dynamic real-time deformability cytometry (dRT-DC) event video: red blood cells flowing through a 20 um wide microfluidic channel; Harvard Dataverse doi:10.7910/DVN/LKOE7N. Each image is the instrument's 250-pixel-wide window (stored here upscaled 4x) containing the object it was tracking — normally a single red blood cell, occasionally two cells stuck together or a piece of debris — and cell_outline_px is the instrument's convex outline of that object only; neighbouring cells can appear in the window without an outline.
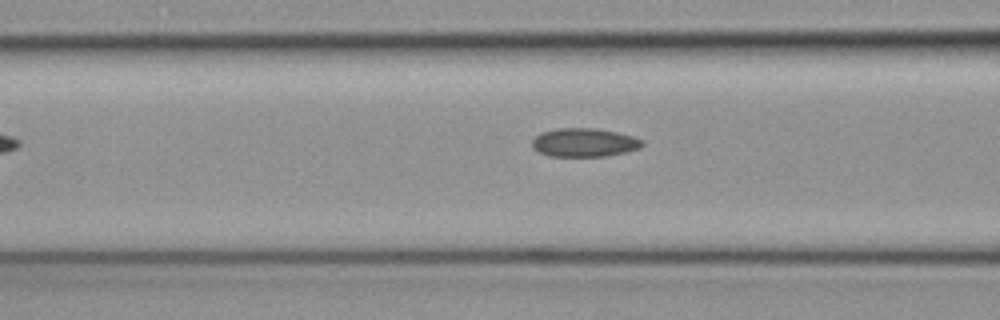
{"species": "common noctule bat (a hibernating species)", "species_latin": "Nyctalus noctula", "temperature_condition": "cold", "stored_images_in_passage": 4, "camera_frame_rate_fps": 3000, "um_per_image_px": 0.085, "animal": {"sex": "female", "body_mass_g": 19.3, "forearm_length_mm": 54.1}, "frame": {"image": 1, "passage_image": 4, "time_ms": 1.0, "image_size_px": [1000, 320], "cell_outline_px": [[644, 144], [640, 148], [624, 152], [604, 156], [548, 156], [532, 148], [532, 140], [536, 136], [544, 132], [556, 128], [596, 128], [616, 132], [632, 136], [644, 140]], "centroid_in_image_um": [49.66, 12.11], "position_along_channel_um": 116.9, "area_um2": 18.26}}